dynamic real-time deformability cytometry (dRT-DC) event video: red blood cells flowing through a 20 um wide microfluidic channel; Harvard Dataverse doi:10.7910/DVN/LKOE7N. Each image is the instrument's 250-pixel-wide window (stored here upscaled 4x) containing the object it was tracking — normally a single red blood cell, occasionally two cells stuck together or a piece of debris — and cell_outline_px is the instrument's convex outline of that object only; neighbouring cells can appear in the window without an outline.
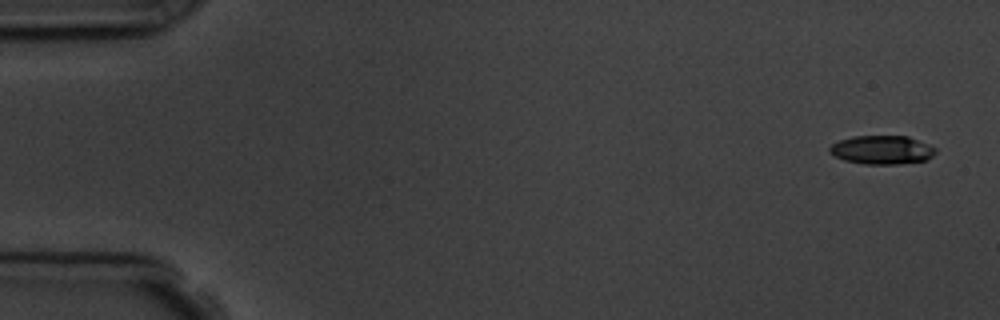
{"species": "common noctule bat (a hibernating species)", "species_latin": "Nyctalus noctula", "temperature_condition": "room temperature", "stored_images_in_passage": 4, "camera_frame_rate_fps": 3000, "um_per_image_px": 0.085, "animal": {"sex": "male", "body_mass_g": 19.5, "forearm_length_mm": 54.6}, "frame": {"image": 1, "passage_image": 1, "time_ms": 0.0, "image_size_px": [1000, 320], "cell_outline_px": [[936, 152], [928, 160], [896, 164], [864, 164], [844, 160], [832, 156], [828, 152], [828, 148], [832, 144], [840, 140], [852, 136], [908, 136], [936, 148]], "centroid_in_image_um": [74.93, 12.74], "position_along_channel_um": 10.1, "area_um2": 17.8}}